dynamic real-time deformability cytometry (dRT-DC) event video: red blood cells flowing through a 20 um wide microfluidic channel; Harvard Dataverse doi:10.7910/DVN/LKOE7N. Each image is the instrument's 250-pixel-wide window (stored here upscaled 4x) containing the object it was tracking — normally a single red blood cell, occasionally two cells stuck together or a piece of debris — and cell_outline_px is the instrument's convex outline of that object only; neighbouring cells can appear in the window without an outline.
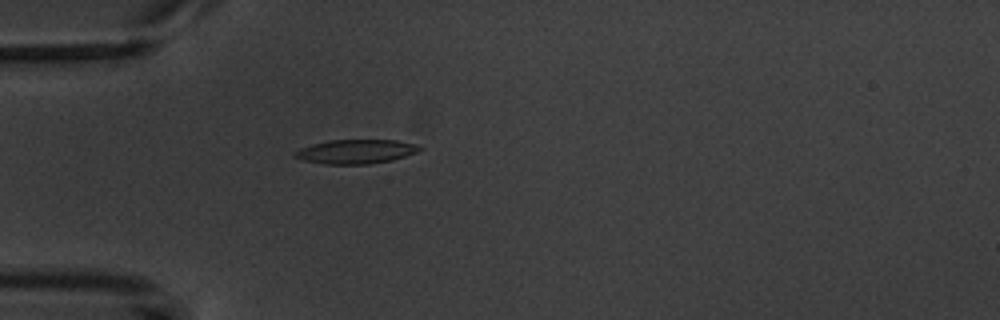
{"species": "common noctule bat (a hibernating species)", "species_latin": "Nyctalus noctula", "temperature_condition": "warm", "stored_images_in_passage": 4, "camera_frame_rate_fps": 3000, "um_per_image_px": 0.085, "animal": {"sex": "male", "body_mass_g": 20.1, "forearm_length_mm": 53.5}, "frame": {"image": 1, "passage_image": 4, "time_ms": 3.667, "image_size_px": [1000, 320], "cell_outline_px": [[424, 148], [416, 152], [392, 160], [368, 164], [324, 164], [304, 160], [292, 156], [300, 148], [312, 144], [328, 140], [396, 140], [416, 144]], "centroid_in_image_um": [30.25, 12.88], "position_along_channel_um": 54.8, "area_um2": 17.46}}